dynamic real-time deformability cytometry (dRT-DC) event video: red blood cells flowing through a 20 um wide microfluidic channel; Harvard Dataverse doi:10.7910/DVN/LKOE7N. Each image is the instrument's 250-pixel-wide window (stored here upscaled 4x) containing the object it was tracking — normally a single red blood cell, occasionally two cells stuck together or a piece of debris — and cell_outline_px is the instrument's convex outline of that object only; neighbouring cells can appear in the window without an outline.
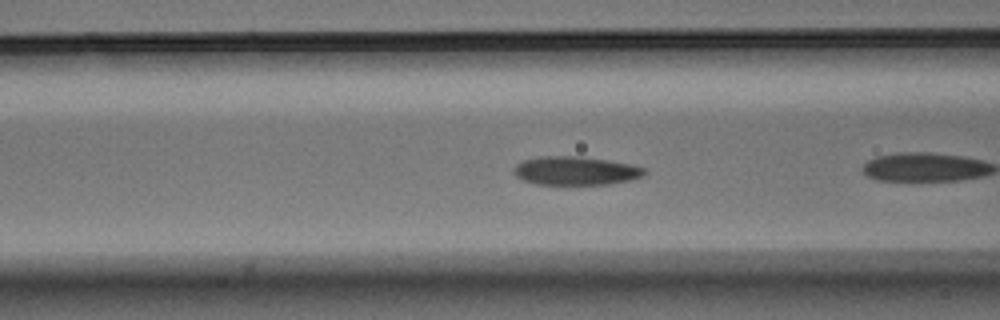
{"species": "Egyptian fruit bat (a non-hibernating species)", "species_latin": "Rousettus aegyptiacus", "temperature_condition": "warm", "stored_images_in_passage": 26, "camera_frame_rate_fps": 3000, "um_per_image_px": 0.085, "animal": {"sex": "male"}, "frame": {"image": 1, "passage_image": 5, "time_ms": 1.333, "image_size_px": [1000, 320], "cell_outline_px": [[648, 172], [644, 176], [632, 180], [608, 184], [536, 184], [524, 180], [516, 176], [512, 172], [512, 168], [516, 164], [524, 160], [540, 156], [580, 156], [608, 160], [632, 164], [644, 168]], "centroid_in_image_um": [48.94, 14.51], "position_along_channel_um": 117.7, "area_um2": 21.96}}
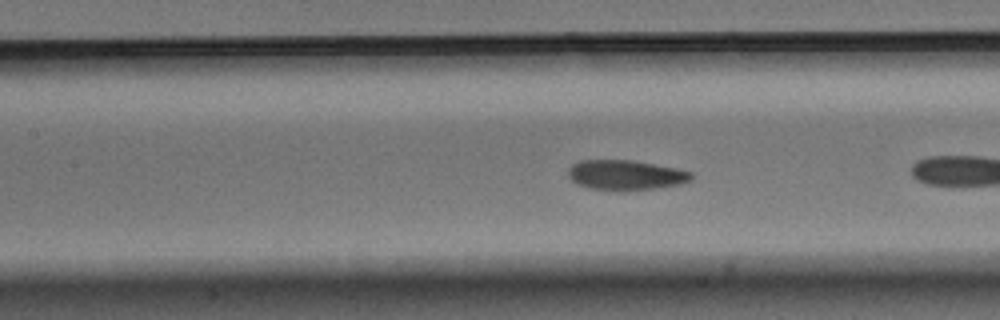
{"frame": {"image": 2, "passage_image": 8, "time_ms": 2.333, "image_size_px": [1000, 320], "cell_outline_px": [[692, 180], [680, 184], [656, 188], [620, 192], [588, 188], [576, 184], [568, 176], [568, 168], [572, 164], [580, 160], [632, 160], [676, 168], [692, 172]], "centroid_in_image_um": [53.15, 14.89], "position_along_channel_um": 154.2, "area_um2": 21.85}}
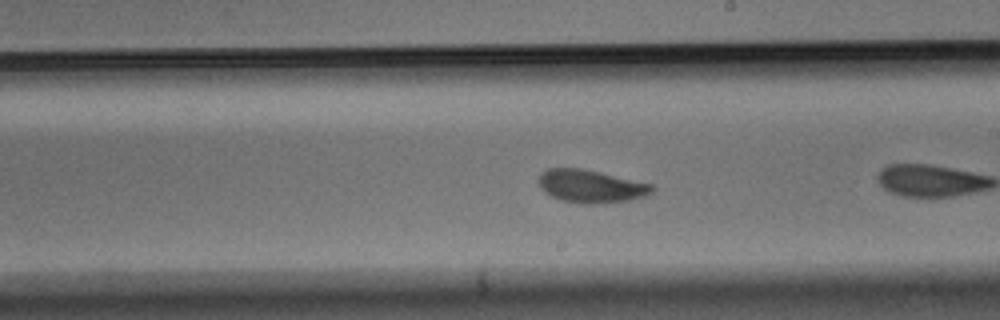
{"frame": {"image": 3, "passage_image": 15, "time_ms": 4.667, "image_size_px": [1000, 320], "cell_outline_px": [[656, 188], [652, 192], [644, 196], [628, 200], [604, 204], [580, 204], [560, 200], [544, 192], [540, 188], [536, 180], [548, 168], [580, 168], [600, 172], [652, 184]], "centroid_in_image_um": [50.21, 15.84], "position_along_channel_um": 238.8, "area_um2": 21.91}}